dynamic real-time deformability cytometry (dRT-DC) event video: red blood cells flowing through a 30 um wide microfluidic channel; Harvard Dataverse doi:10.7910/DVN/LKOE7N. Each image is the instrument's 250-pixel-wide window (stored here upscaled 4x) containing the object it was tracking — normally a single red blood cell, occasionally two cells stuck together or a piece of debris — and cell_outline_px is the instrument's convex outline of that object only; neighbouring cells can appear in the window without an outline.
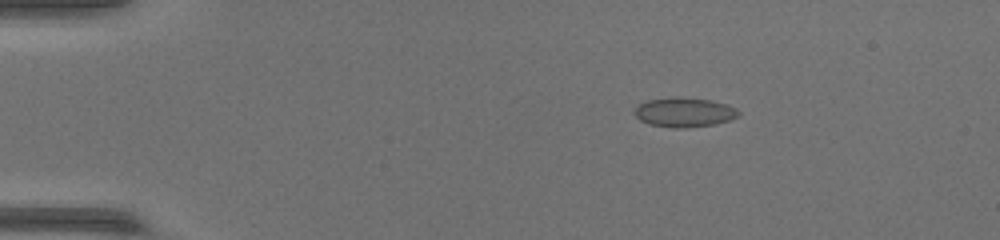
{"species": "common noctule bat (a hibernating species)", "species_latin": "Nyctalus noctula", "temperature_condition": "warm", "stored_images_in_passage": 44, "camera_frame_rate_fps": 3000, "um_per_image_px": 0.085, "animal": {"sex": "female", "body_mass_g": 17.0, "forearm_length_mm": 48.0}, "frame": {"image": 1, "passage_image": 1, "time_ms": 0.0, "image_size_px": [1000, 240], "cell_outline_px": [[740, 116], [728, 120], [712, 124], [688, 128], [672, 128], [648, 124], [640, 120], [632, 112], [640, 104], [648, 100], [672, 96], [676, 96], [712, 100], [736, 108], [740, 112]], "centroid_in_image_um": [58.14, 9.54], "position_along_channel_um": 26.9, "area_um2": 17.98}}
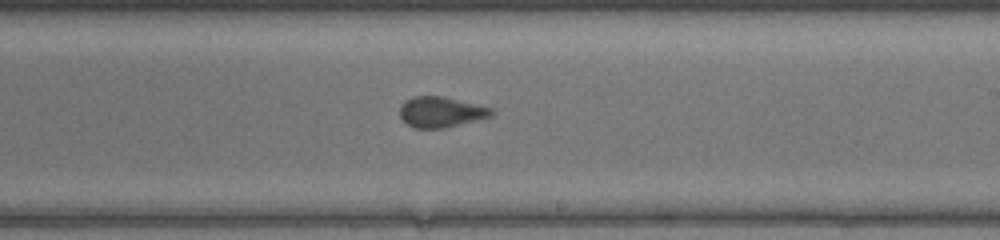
{"frame": {"image": 2, "passage_image": 24, "time_ms": 7.667, "image_size_px": [1000, 240], "cell_outline_px": [[496, 112], [492, 116], [444, 128], [416, 128], [408, 124], [400, 116], [400, 104], [412, 96], [444, 96], [492, 108]], "centroid_in_image_um": [37.49, 9.51], "position_along_channel_um": 251.5, "area_um2": 16.3}}
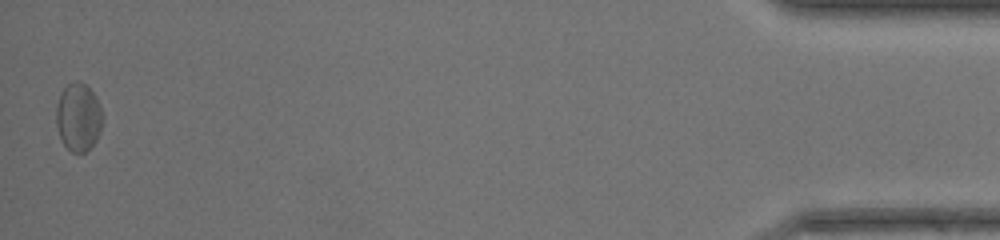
{"frame": {"image": 3, "passage_image": 44, "time_ms": 14.333, "image_size_px": [1000, 240], "cell_outline_px": [[104, 120], [100, 132], [96, 140], [84, 152], [72, 152], [64, 144], [60, 136], [56, 124], [56, 104], [64, 88], [68, 84], [76, 80], [80, 80], [92, 92], [104, 116]], "centroid_in_image_um": [6.67, 9.95], "position_along_channel_um": 428.5, "area_um2": 18.21}}